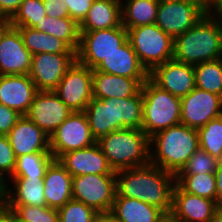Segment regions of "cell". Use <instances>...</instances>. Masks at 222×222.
<instances>
[{
    "instance_id": "cell-1",
    "label": "cell",
    "mask_w": 222,
    "mask_h": 222,
    "mask_svg": "<svg viewBox=\"0 0 222 222\" xmlns=\"http://www.w3.org/2000/svg\"><path fill=\"white\" fill-rule=\"evenodd\" d=\"M175 184L174 174L148 163L116 171L115 196L138 199L170 213Z\"/></svg>"
},
{
    "instance_id": "cell-2",
    "label": "cell",
    "mask_w": 222,
    "mask_h": 222,
    "mask_svg": "<svg viewBox=\"0 0 222 222\" xmlns=\"http://www.w3.org/2000/svg\"><path fill=\"white\" fill-rule=\"evenodd\" d=\"M84 112L96 141L115 130L125 128L141 129L143 94L140 91L135 96L123 99L92 98Z\"/></svg>"
},
{
    "instance_id": "cell-3",
    "label": "cell",
    "mask_w": 222,
    "mask_h": 222,
    "mask_svg": "<svg viewBox=\"0 0 222 222\" xmlns=\"http://www.w3.org/2000/svg\"><path fill=\"white\" fill-rule=\"evenodd\" d=\"M222 57V21L205 14L191 29L174 38L173 59L196 65Z\"/></svg>"
},
{
    "instance_id": "cell-4",
    "label": "cell",
    "mask_w": 222,
    "mask_h": 222,
    "mask_svg": "<svg viewBox=\"0 0 222 222\" xmlns=\"http://www.w3.org/2000/svg\"><path fill=\"white\" fill-rule=\"evenodd\" d=\"M199 148L198 130L180 123L150 137V163L176 175Z\"/></svg>"
},
{
    "instance_id": "cell-5",
    "label": "cell",
    "mask_w": 222,
    "mask_h": 222,
    "mask_svg": "<svg viewBox=\"0 0 222 222\" xmlns=\"http://www.w3.org/2000/svg\"><path fill=\"white\" fill-rule=\"evenodd\" d=\"M96 143L115 172L150 163V138L142 129L115 130Z\"/></svg>"
},
{
    "instance_id": "cell-6",
    "label": "cell",
    "mask_w": 222,
    "mask_h": 222,
    "mask_svg": "<svg viewBox=\"0 0 222 222\" xmlns=\"http://www.w3.org/2000/svg\"><path fill=\"white\" fill-rule=\"evenodd\" d=\"M143 94L142 131L150 138L155 133L181 123V99L155 85L149 78Z\"/></svg>"
},
{
    "instance_id": "cell-7",
    "label": "cell",
    "mask_w": 222,
    "mask_h": 222,
    "mask_svg": "<svg viewBox=\"0 0 222 222\" xmlns=\"http://www.w3.org/2000/svg\"><path fill=\"white\" fill-rule=\"evenodd\" d=\"M127 32L132 48L148 72L173 59L174 39L156 24L133 27Z\"/></svg>"
},
{
    "instance_id": "cell-8",
    "label": "cell",
    "mask_w": 222,
    "mask_h": 222,
    "mask_svg": "<svg viewBox=\"0 0 222 222\" xmlns=\"http://www.w3.org/2000/svg\"><path fill=\"white\" fill-rule=\"evenodd\" d=\"M127 40L128 32L123 25L96 31H80L77 61L95 69L105 57L117 51Z\"/></svg>"
},
{
    "instance_id": "cell-9",
    "label": "cell",
    "mask_w": 222,
    "mask_h": 222,
    "mask_svg": "<svg viewBox=\"0 0 222 222\" xmlns=\"http://www.w3.org/2000/svg\"><path fill=\"white\" fill-rule=\"evenodd\" d=\"M205 14L207 8L195 0H159L155 24L174 39Z\"/></svg>"
},
{
    "instance_id": "cell-10",
    "label": "cell",
    "mask_w": 222,
    "mask_h": 222,
    "mask_svg": "<svg viewBox=\"0 0 222 222\" xmlns=\"http://www.w3.org/2000/svg\"><path fill=\"white\" fill-rule=\"evenodd\" d=\"M116 194V174H85L72 178V199L97 212L111 210Z\"/></svg>"
},
{
    "instance_id": "cell-11",
    "label": "cell",
    "mask_w": 222,
    "mask_h": 222,
    "mask_svg": "<svg viewBox=\"0 0 222 222\" xmlns=\"http://www.w3.org/2000/svg\"><path fill=\"white\" fill-rule=\"evenodd\" d=\"M96 143L84 111L72 112L50 136V152L58 160L63 154Z\"/></svg>"
},
{
    "instance_id": "cell-12",
    "label": "cell",
    "mask_w": 222,
    "mask_h": 222,
    "mask_svg": "<svg viewBox=\"0 0 222 222\" xmlns=\"http://www.w3.org/2000/svg\"><path fill=\"white\" fill-rule=\"evenodd\" d=\"M93 69L77 60L67 70L54 92L73 111H85L92 100Z\"/></svg>"
},
{
    "instance_id": "cell-13",
    "label": "cell",
    "mask_w": 222,
    "mask_h": 222,
    "mask_svg": "<svg viewBox=\"0 0 222 222\" xmlns=\"http://www.w3.org/2000/svg\"><path fill=\"white\" fill-rule=\"evenodd\" d=\"M181 124L198 129L222 115V97L194 88L181 97Z\"/></svg>"
},
{
    "instance_id": "cell-14",
    "label": "cell",
    "mask_w": 222,
    "mask_h": 222,
    "mask_svg": "<svg viewBox=\"0 0 222 222\" xmlns=\"http://www.w3.org/2000/svg\"><path fill=\"white\" fill-rule=\"evenodd\" d=\"M76 60V54H34L28 75L38 91H54Z\"/></svg>"
},
{
    "instance_id": "cell-15",
    "label": "cell",
    "mask_w": 222,
    "mask_h": 222,
    "mask_svg": "<svg viewBox=\"0 0 222 222\" xmlns=\"http://www.w3.org/2000/svg\"><path fill=\"white\" fill-rule=\"evenodd\" d=\"M72 112L54 91H38L25 116L50 137Z\"/></svg>"
},
{
    "instance_id": "cell-16",
    "label": "cell",
    "mask_w": 222,
    "mask_h": 222,
    "mask_svg": "<svg viewBox=\"0 0 222 222\" xmlns=\"http://www.w3.org/2000/svg\"><path fill=\"white\" fill-rule=\"evenodd\" d=\"M149 79L159 88L181 98L195 88L194 65L172 59L154 67L149 72Z\"/></svg>"
},
{
    "instance_id": "cell-17",
    "label": "cell",
    "mask_w": 222,
    "mask_h": 222,
    "mask_svg": "<svg viewBox=\"0 0 222 222\" xmlns=\"http://www.w3.org/2000/svg\"><path fill=\"white\" fill-rule=\"evenodd\" d=\"M32 54L19 30L9 26L0 37V75H25L31 69Z\"/></svg>"
},
{
    "instance_id": "cell-18",
    "label": "cell",
    "mask_w": 222,
    "mask_h": 222,
    "mask_svg": "<svg viewBox=\"0 0 222 222\" xmlns=\"http://www.w3.org/2000/svg\"><path fill=\"white\" fill-rule=\"evenodd\" d=\"M218 210L215 200L185 192L175 184L170 213L180 222H210Z\"/></svg>"
},
{
    "instance_id": "cell-19",
    "label": "cell",
    "mask_w": 222,
    "mask_h": 222,
    "mask_svg": "<svg viewBox=\"0 0 222 222\" xmlns=\"http://www.w3.org/2000/svg\"><path fill=\"white\" fill-rule=\"evenodd\" d=\"M7 136L16 158L31 153H51L50 137L25 115Z\"/></svg>"
},
{
    "instance_id": "cell-20",
    "label": "cell",
    "mask_w": 222,
    "mask_h": 222,
    "mask_svg": "<svg viewBox=\"0 0 222 222\" xmlns=\"http://www.w3.org/2000/svg\"><path fill=\"white\" fill-rule=\"evenodd\" d=\"M38 89L28 74L0 75V103L26 115Z\"/></svg>"
},
{
    "instance_id": "cell-21",
    "label": "cell",
    "mask_w": 222,
    "mask_h": 222,
    "mask_svg": "<svg viewBox=\"0 0 222 222\" xmlns=\"http://www.w3.org/2000/svg\"><path fill=\"white\" fill-rule=\"evenodd\" d=\"M58 160L73 177L85 174H116L97 143L67 152Z\"/></svg>"
},
{
    "instance_id": "cell-22",
    "label": "cell",
    "mask_w": 222,
    "mask_h": 222,
    "mask_svg": "<svg viewBox=\"0 0 222 222\" xmlns=\"http://www.w3.org/2000/svg\"><path fill=\"white\" fill-rule=\"evenodd\" d=\"M148 78H129L93 71L92 97L128 98L137 95Z\"/></svg>"
},
{
    "instance_id": "cell-23",
    "label": "cell",
    "mask_w": 222,
    "mask_h": 222,
    "mask_svg": "<svg viewBox=\"0 0 222 222\" xmlns=\"http://www.w3.org/2000/svg\"><path fill=\"white\" fill-rule=\"evenodd\" d=\"M93 71L129 78H149V72L140 63L129 40L105 57Z\"/></svg>"
},
{
    "instance_id": "cell-24",
    "label": "cell",
    "mask_w": 222,
    "mask_h": 222,
    "mask_svg": "<svg viewBox=\"0 0 222 222\" xmlns=\"http://www.w3.org/2000/svg\"><path fill=\"white\" fill-rule=\"evenodd\" d=\"M72 178L59 160L50 163L43 178L46 206L59 209L72 199Z\"/></svg>"
},
{
    "instance_id": "cell-25",
    "label": "cell",
    "mask_w": 222,
    "mask_h": 222,
    "mask_svg": "<svg viewBox=\"0 0 222 222\" xmlns=\"http://www.w3.org/2000/svg\"><path fill=\"white\" fill-rule=\"evenodd\" d=\"M4 204L46 206L43 178H9L4 183Z\"/></svg>"
},
{
    "instance_id": "cell-26",
    "label": "cell",
    "mask_w": 222,
    "mask_h": 222,
    "mask_svg": "<svg viewBox=\"0 0 222 222\" xmlns=\"http://www.w3.org/2000/svg\"><path fill=\"white\" fill-rule=\"evenodd\" d=\"M122 25V5L120 0H94L79 31H96Z\"/></svg>"
},
{
    "instance_id": "cell-27",
    "label": "cell",
    "mask_w": 222,
    "mask_h": 222,
    "mask_svg": "<svg viewBox=\"0 0 222 222\" xmlns=\"http://www.w3.org/2000/svg\"><path fill=\"white\" fill-rule=\"evenodd\" d=\"M110 212L118 222H158L165 212L138 199L115 196Z\"/></svg>"
},
{
    "instance_id": "cell-28",
    "label": "cell",
    "mask_w": 222,
    "mask_h": 222,
    "mask_svg": "<svg viewBox=\"0 0 222 222\" xmlns=\"http://www.w3.org/2000/svg\"><path fill=\"white\" fill-rule=\"evenodd\" d=\"M19 30L24 45L32 54L53 53V54H76L64 41L40 32L35 28L15 27Z\"/></svg>"
},
{
    "instance_id": "cell-29",
    "label": "cell",
    "mask_w": 222,
    "mask_h": 222,
    "mask_svg": "<svg viewBox=\"0 0 222 222\" xmlns=\"http://www.w3.org/2000/svg\"><path fill=\"white\" fill-rule=\"evenodd\" d=\"M34 28L64 41L77 53L80 45V31L79 25L72 18L45 16Z\"/></svg>"
},
{
    "instance_id": "cell-30",
    "label": "cell",
    "mask_w": 222,
    "mask_h": 222,
    "mask_svg": "<svg viewBox=\"0 0 222 222\" xmlns=\"http://www.w3.org/2000/svg\"><path fill=\"white\" fill-rule=\"evenodd\" d=\"M121 5L126 29L155 24L159 0H125Z\"/></svg>"
},
{
    "instance_id": "cell-31",
    "label": "cell",
    "mask_w": 222,
    "mask_h": 222,
    "mask_svg": "<svg viewBox=\"0 0 222 222\" xmlns=\"http://www.w3.org/2000/svg\"><path fill=\"white\" fill-rule=\"evenodd\" d=\"M195 87L222 97V57L194 65Z\"/></svg>"
},
{
    "instance_id": "cell-32",
    "label": "cell",
    "mask_w": 222,
    "mask_h": 222,
    "mask_svg": "<svg viewBox=\"0 0 222 222\" xmlns=\"http://www.w3.org/2000/svg\"><path fill=\"white\" fill-rule=\"evenodd\" d=\"M175 178L183 191L216 201L215 173L176 174Z\"/></svg>"
},
{
    "instance_id": "cell-33",
    "label": "cell",
    "mask_w": 222,
    "mask_h": 222,
    "mask_svg": "<svg viewBox=\"0 0 222 222\" xmlns=\"http://www.w3.org/2000/svg\"><path fill=\"white\" fill-rule=\"evenodd\" d=\"M54 160L51 153L25 154L16 159V167L10 178H44L47 167Z\"/></svg>"
},
{
    "instance_id": "cell-34",
    "label": "cell",
    "mask_w": 222,
    "mask_h": 222,
    "mask_svg": "<svg viewBox=\"0 0 222 222\" xmlns=\"http://www.w3.org/2000/svg\"><path fill=\"white\" fill-rule=\"evenodd\" d=\"M197 130L200 148L217 160H222V115Z\"/></svg>"
},
{
    "instance_id": "cell-35",
    "label": "cell",
    "mask_w": 222,
    "mask_h": 222,
    "mask_svg": "<svg viewBox=\"0 0 222 222\" xmlns=\"http://www.w3.org/2000/svg\"><path fill=\"white\" fill-rule=\"evenodd\" d=\"M45 16L43 0H23L10 18V26L34 28Z\"/></svg>"
},
{
    "instance_id": "cell-36",
    "label": "cell",
    "mask_w": 222,
    "mask_h": 222,
    "mask_svg": "<svg viewBox=\"0 0 222 222\" xmlns=\"http://www.w3.org/2000/svg\"><path fill=\"white\" fill-rule=\"evenodd\" d=\"M21 222H59L58 211L48 206L6 205Z\"/></svg>"
},
{
    "instance_id": "cell-37",
    "label": "cell",
    "mask_w": 222,
    "mask_h": 222,
    "mask_svg": "<svg viewBox=\"0 0 222 222\" xmlns=\"http://www.w3.org/2000/svg\"><path fill=\"white\" fill-rule=\"evenodd\" d=\"M59 222H92L98 213L95 209L75 199L57 209Z\"/></svg>"
},
{
    "instance_id": "cell-38",
    "label": "cell",
    "mask_w": 222,
    "mask_h": 222,
    "mask_svg": "<svg viewBox=\"0 0 222 222\" xmlns=\"http://www.w3.org/2000/svg\"><path fill=\"white\" fill-rule=\"evenodd\" d=\"M218 160L199 148L177 174L215 173Z\"/></svg>"
},
{
    "instance_id": "cell-39",
    "label": "cell",
    "mask_w": 222,
    "mask_h": 222,
    "mask_svg": "<svg viewBox=\"0 0 222 222\" xmlns=\"http://www.w3.org/2000/svg\"><path fill=\"white\" fill-rule=\"evenodd\" d=\"M16 159L8 136L0 135V180L3 183L13 175Z\"/></svg>"
},
{
    "instance_id": "cell-40",
    "label": "cell",
    "mask_w": 222,
    "mask_h": 222,
    "mask_svg": "<svg viewBox=\"0 0 222 222\" xmlns=\"http://www.w3.org/2000/svg\"><path fill=\"white\" fill-rule=\"evenodd\" d=\"M22 115L0 103V135L7 136Z\"/></svg>"
},
{
    "instance_id": "cell-41",
    "label": "cell",
    "mask_w": 222,
    "mask_h": 222,
    "mask_svg": "<svg viewBox=\"0 0 222 222\" xmlns=\"http://www.w3.org/2000/svg\"><path fill=\"white\" fill-rule=\"evenodd\" d=\"M94 0H66L70 18L78 25L84 20Z\"/></svg>"
},
{
    "instance_id": "cell-42",
    "label": "cell",
    "mask_w": 222,
    "mask_h": 222,
    "mask_svg": "<svg viewBox=\"0 0 222 222\" xmlns=\"http://www.w3.org/2000/svg\"><path fill=\"white\" fill-rule=\"evenodd\" d=\"M47 16L56 18H67L69 16L66 0H43Z\"/></svg>"
},
{
    "instance_id": "cell-43",
    "label": "cell",
    "mask_w": 222,
    "mask_h": 222,
    "mask_svg": "<svg viewBox=\"0 0 222 222\" xmlns=\"http://www.w3.org/2000/svg\"><path fill=\"white\" fill-rule=\"evenodd\" d=\"M22 2L23 0H0V12L11 18Z\"/></svg>"
},
{
    "instance_id": "cell-44",
    "label": "cell",
    "mask_w": 222,
    "mask_h": 222,
    "mask_svg": "<svg viewBox=\"0 0 222 222\" xmlns=\"http://www.w3.org/2000/svg\"><path fill=\"white\" fill-rule=\"evenodd\" d=\"M216 176V204L219 209H222V160H218Z\"/></svg>"
},
{
    "instance_id": "cell-45",
    "label": "cell",
    "mask_w": 222,
    "mask_h": 222,
    "mask_svg": "<svg viewBox=\"0 0 222 222\" xmlns=\"http://www.w3.org/2000/svg\"><path fill=\"white\" fill-rule=\"evenodd\" d=\"M207 14L222 21V0H209Z\"/></svg>"
},
{
    "instance_id": "cell-46",
    "label": "cell",
    "mask_w": 222,
    "mask_h": 222,
    "mask_svg": "<svg viewBox=\"0 0 222 222\" xmlns=\"http://www.w3.org/2000/svg\"><path fill=\"white\" fill-rule=\"evenodd\" d=\"M0 222H14V213L5 204L0 206Z\"/></svg>"
},
{
    "instance_id": "cell-47",
    "label": "cell",
    "mask_w": 222,
    "mask_h": 222,
    "mask_svg": "<svg viewBox=\"0 0 222 222\" xmlns=\"http://www.w3.org/2000/svg\"><path fill=\"white\" fill-rule=\"evenodd\" d=\"M92 222H118L113 214L108 212H98L93 218Z\"/></svg>"
},
{
    "instance_id": "cell-48",
    "label": "cell",
    "mask_w": 222,
    "mask_h": 222,
    "mask_svg": "<svg viewBox=\"0 0 222 222\" xmlns=\"http://www.w3.org/2000/svg\"><path fill=\"white\" fill-rule=\"evenodd\" d=\"M9 26H10V18L6 14L0 12V37L7 30Z\"/></svg>"
},
{
    "instance_id": "cell-49",
    "label": "cell",
    "mask_w": 222,
    "mask_h": 222,
    "mask_svg": "<svg viewBox=\"0 0 222 222\" xmlns=\"http://www.w3.org/2000/svg\"><path fill=\"white\" fill-rule=\"evenodd\" d=\"M158 222H180L171 213H165Z\"/></svg>"
},
{
    "instance_id": "cell-50",
    "label": "cell",
    "mask_w": 222,
    "mask_h": 222,
    "mask_svg": "<svg viewBox=\"0 0 222 222\" xmlns=\"http://www.w3.org/2000/svg\"><path fill=\"white\" fill-rule=\"evenodd\" d=\"M210 222H222V209H219L210 220Z\"/></svg>"
},
{
    "instance_id": "cell-51",
    "label": "cell",
    "mask_w": 222,
    "mask_h": 222,
    "mask_svg": "<svg viewBox=\"0 0 222 222\" xmlns=\"http://www.w3.org/2000/svg\"><path fill=\"white\" fill-rule=\"evenodd\" d=\"M4 204V183L0 180V206Z\"/></svg>"
},
{
    "instance_id": "cell-52",
    "label": "cell",
    "mask_w": 222,
    "mask_h": 222,
    "mask_svg": "<svg viewBox=\"0 0 222 222\" xmlns=\"http://www.w3.org/2000/svg\"><path fill=\"white\" fill-rule=\"evenodd\" d=\"M195 1L201 2L206 8L208 7L209 0H195Z\"/></svg>"
},
{
    "instance_id": "cell-53",
    "label": "cell",
    "mask_w": 222,
    "mask_h": 222,
    "mask_svg": "<svg viewBox=\"0 0 222 222\" xmlns=\"http://www.w3.org/2000/svg\"><path fill=\"white\" fill-rule=\"evenodd\" d=\"M14 222H21L16 218L15 214H14Z\"/></svg>"
}]
</instances>
